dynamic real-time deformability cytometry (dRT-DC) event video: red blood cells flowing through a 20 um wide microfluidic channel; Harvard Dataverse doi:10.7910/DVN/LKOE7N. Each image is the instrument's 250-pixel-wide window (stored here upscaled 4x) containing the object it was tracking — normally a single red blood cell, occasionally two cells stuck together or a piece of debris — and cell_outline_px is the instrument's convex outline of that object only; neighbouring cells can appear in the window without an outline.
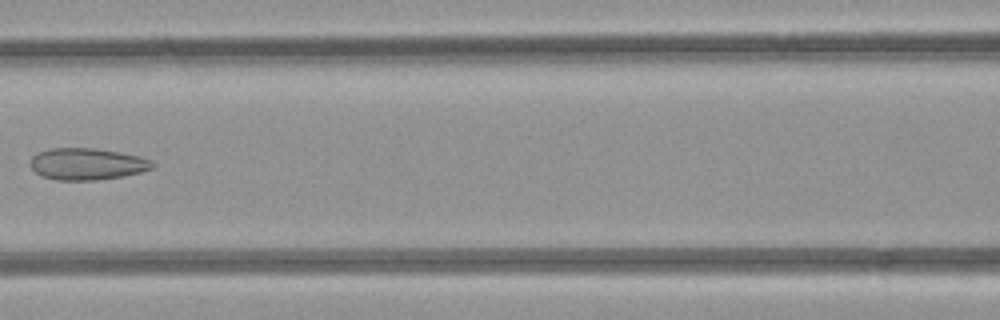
{"species": "common noctule bat (a hibernating species)", "species_latin": "Nyctalus noctula", "temperature_condition": "room temperature", "stored_images_in_passage": 6, "segment_of_instrument_passage": [1, 2], "camera_frame_rate_fps": 3000, "um_per_image_px": 0.085, "animal": {"sex": "female", "body_mass_g": 21.9}, "frame": {"image": 1, "passage_image": 4, "time_ms": 3.667, "image_size_px": [1000, 320], "cell_outline_px": [[156, 164], [152, 168], [140, 172], [124, 176], [96, 180], [56, 180], [44, 176], [36, 172], [32, 168], [32, 156], [48, 148], [92, 148], [140, 156], [152, 160]], "centroid_in_image_um": [7.44, 13.94], "position_along_channel_um": 159.2, "area_um2": 22.37}}
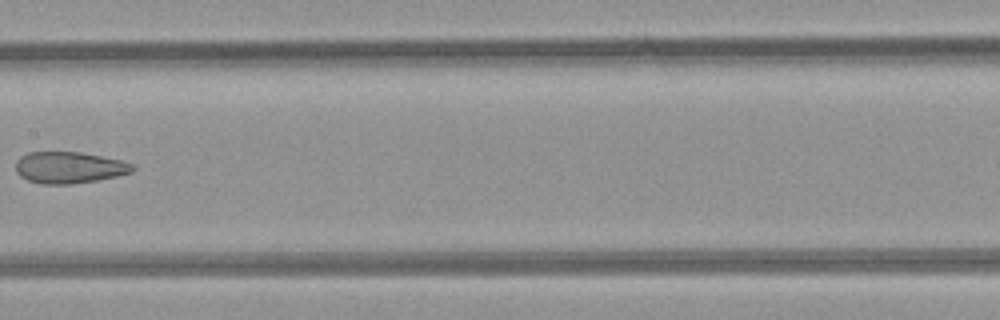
{"frame": {"image": 2, "passage_image": 5, "time_ms": 4.667, "image_size_px": [1000, 320], "cell_outline_px": [[136, 168], [132, 172], [116, 176], [96, 180], [72, 184], [40, 184], [28, 180], [20, 176], [16, 172], [16, 160], [20, 156], [28, 152], [80, 152], [120, 160], [132, 164]], "centroid_in_image_um": [5.85, 14.24], "position_along_channel_um": 201.6, "area_um2": 21.44}}